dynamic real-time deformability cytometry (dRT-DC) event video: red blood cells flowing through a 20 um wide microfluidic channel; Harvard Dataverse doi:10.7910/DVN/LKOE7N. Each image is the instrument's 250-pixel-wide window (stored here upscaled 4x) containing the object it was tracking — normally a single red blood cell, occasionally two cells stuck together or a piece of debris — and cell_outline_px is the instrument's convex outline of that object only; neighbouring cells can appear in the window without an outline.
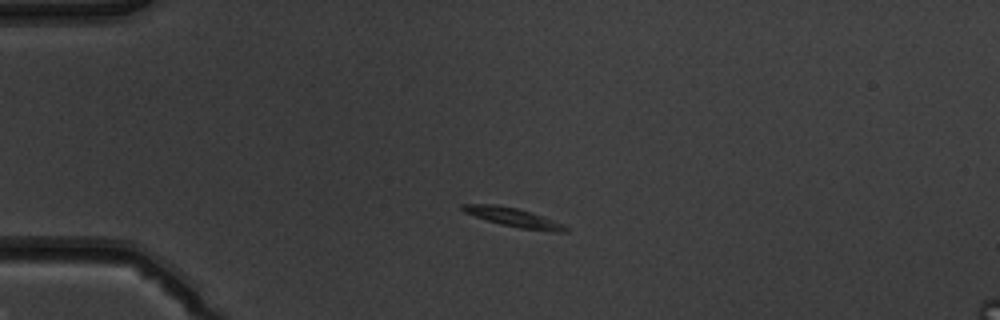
{"species": "common noctule bat (a hibernating species)", "species_latin": "Nyctalus noctula", "temperature_condition": "warm", "stored_images_in_passage": 52, "camera_frame_rate_fps": 3000, "um_per_image_px": 0.085, "animal": {"sex": "male", "body_mass_g": 19.5, "forearm_length_mm": 54.6}, "frame": {"image": 1, "passage_image": 11, "time_ms": 3.333, "image_size_px": [1000, 320], "cell_outline_px": [[568, 232], [548, 232], [520, 228], [500, 224], [464, 212], [460, 208], [460, 204], [496, 204], [516, 208], [564, 224], [568, 228]], "centroid_in_image_um": [43.65, 18.49], "position_along_channel_um": 41.3, "area_um2": 11.21}}
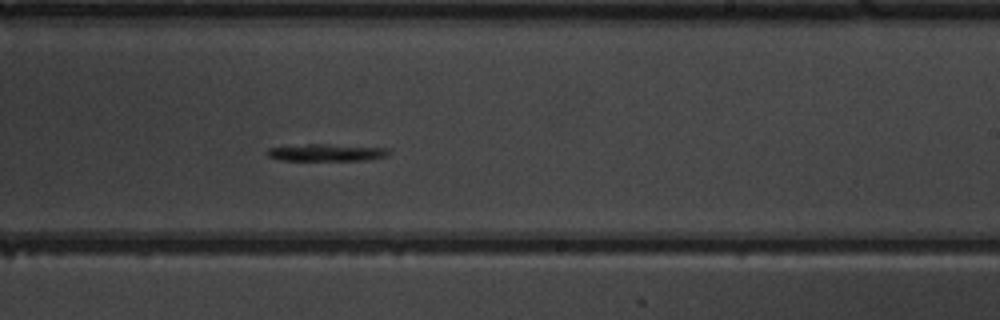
{"frame": {"image": 2, "passage_image": 32, "time_ms": 10.333, "image_size_px": [1000, 320], "cell_outline_px": [[392, 152], [384, 156], [372, 160], [280, 160], [268, 156], [268, 148], [308, 144], [324, 144], [388, 148]], "centroid_in_image_um": [27.8, 12.97], "position_along_channel_um": 261.2, "area_um2": 11.96}}
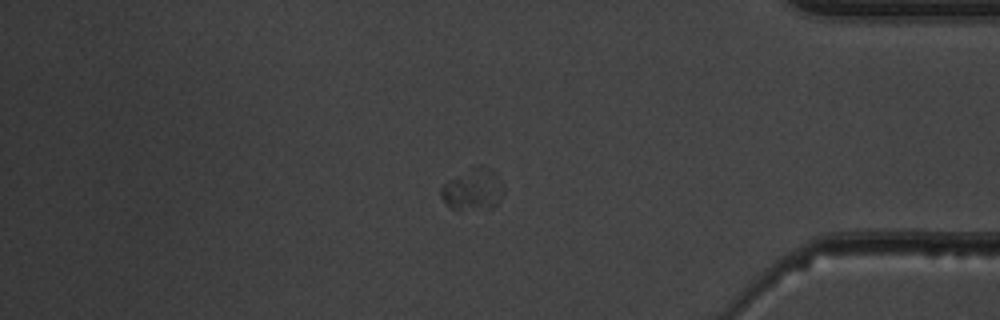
{"frame": {"image": 3, "passage_image": 45, "time_ms": 14.667, "image_size_px": [1000, 320], "cell_outline_px": [[504, 192], [500, 200], [492, 208], [456, 212], [440, 196], [440, 188], [448, 180], [476, 164], [480, 164], [488, 168], [504, 188]], "centroid_in_image_um": [40.16, 16.14], "position_along_channel_um": 395.0, "area_um2": 15.32}, "authors_computed_cell_mechanics": {"area_um2": 11.3866, "velocity_mm_per_s": 3.6363, "shape_relaxation_time_tau1_ms": 0.5496, "shape_relaxation_time_tau2_ms": null, "deformation_change_tau1": 0.0884, "deformation_change_tau2": null}}